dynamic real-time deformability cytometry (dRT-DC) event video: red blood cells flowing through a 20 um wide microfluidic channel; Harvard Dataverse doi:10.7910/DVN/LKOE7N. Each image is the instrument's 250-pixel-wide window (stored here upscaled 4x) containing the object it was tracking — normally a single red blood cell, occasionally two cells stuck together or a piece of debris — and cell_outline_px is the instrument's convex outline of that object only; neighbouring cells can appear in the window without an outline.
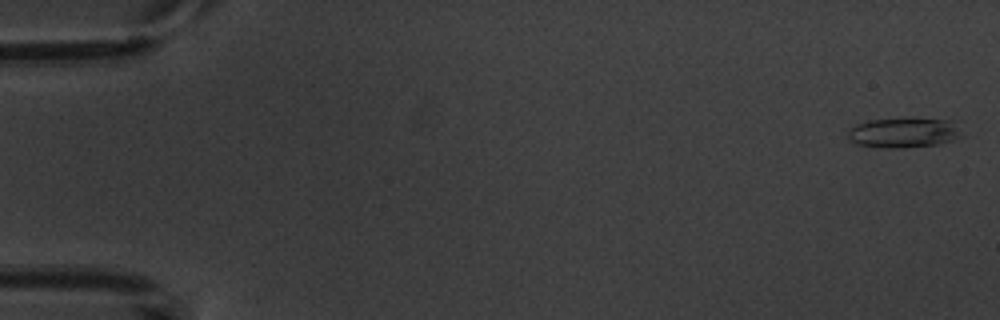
{"species": "common noctule bat (a hibernating species)", "species_latin": "Nyctalus noctula", "temperature_condition": "warm", "stored_images_in_passage": 8, "camera_frame_rate_fps": 3000, "um_per_image_px": 0.085, "animal": {"sex": "male", "body_mass_g": 20.1, "forearm_length_mm": 53.5}, "frame": {"image": 1, "passage_image": 1, "time_ms": 0.0, "image_size_px": [1000, 320], "cell_outline_px": [[964, 136], [940, 144], [904, 148], [884, 148], [856, 144], [848, 136], [848, 128], [856, 124], [868, 120], [912, 116], [956, 120]], "centroid_in_image_um": [76.9, 11.23], "position_along_channel_um": 8.1, "area_um2": 20.98}}
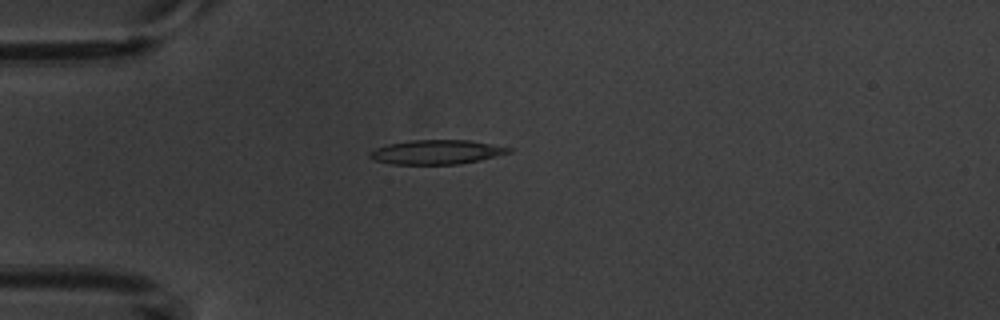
{"frame": {"image": 2, "passage_image": 5, "time_ms": 4.667, "image_size_px": [1000, 320], "cell_outline_px": [[512, 152], [480, 160], [460, 164], [392, 164], [376, 160], [368, 156], [368, 152], [376, 148], [388, 144], [408, 140], [468, 140], [512, 148]], "centroid_in_image_um": [37.09, 12.92], "position_along_channel_um": 47.9, "area_um2": 19.59}}
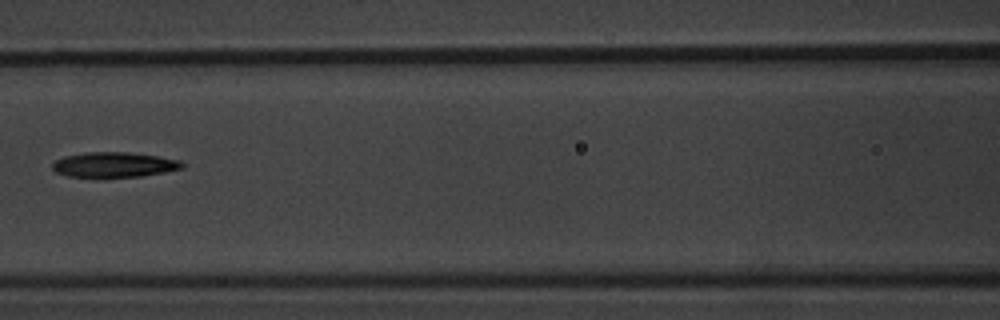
{"frame": {"image": 3, "passage_image": 8, "time_ms": 8.0, "image_size_px": [1000, 320], "cell_outline_px": [[184, 168], [164, 172], [140, 176], [68, 176], [56, 172], [52, 168], [52, 164], [56, 160], [64, 156], [84, 152], [128, 152], [160, 156], [180, 160], [184, 164]], "centroid_in_image_um": [9.72, 13.98], "position_along_channel_um": 156.9, "area_um2": 18.79}}